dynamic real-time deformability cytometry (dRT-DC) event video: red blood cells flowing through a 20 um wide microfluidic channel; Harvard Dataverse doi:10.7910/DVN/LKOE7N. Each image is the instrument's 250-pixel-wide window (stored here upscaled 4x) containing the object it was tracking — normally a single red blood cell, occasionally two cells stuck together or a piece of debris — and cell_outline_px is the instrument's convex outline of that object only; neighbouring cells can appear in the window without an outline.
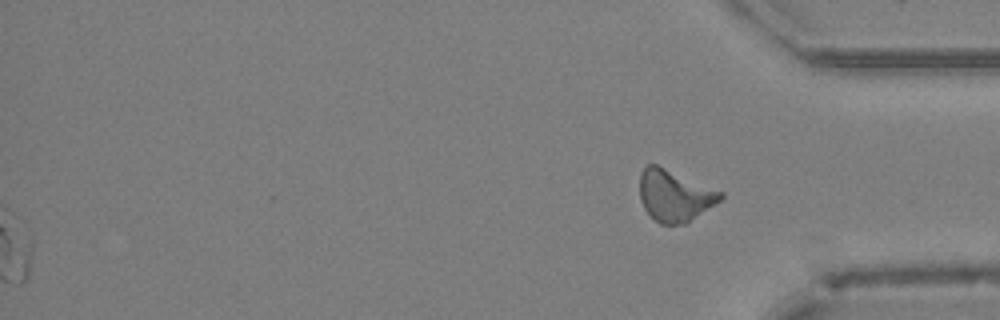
{"species": "Egyptian fruit bat (a non-hibernating species)", "species_latin": "Rousettus aegyptiacus", "temperature_condition": "cold", "stored_images_in_passage": 44, "segment_of_instrument_passage": [2, 2], "camera_frame_rate_fps": 3000, "um_per_image_px": 0.085, "animal": {"sex": "female"}, "frame": {"image": 1, "passage_image": 44, "time_ms": 14.333, "image_size_px": [1000, 320], "cell_outline_px": [[724, 196], [720, 200], [684, 224], [660, 224], [644, 208], [640, 200], [640, 172], [648, 164], [656, 164], [724, 192]], "centroid_in_image_um": [57.32, 16.61], "position_along_channel_um": 377.9, "area_um2": 23.93}}